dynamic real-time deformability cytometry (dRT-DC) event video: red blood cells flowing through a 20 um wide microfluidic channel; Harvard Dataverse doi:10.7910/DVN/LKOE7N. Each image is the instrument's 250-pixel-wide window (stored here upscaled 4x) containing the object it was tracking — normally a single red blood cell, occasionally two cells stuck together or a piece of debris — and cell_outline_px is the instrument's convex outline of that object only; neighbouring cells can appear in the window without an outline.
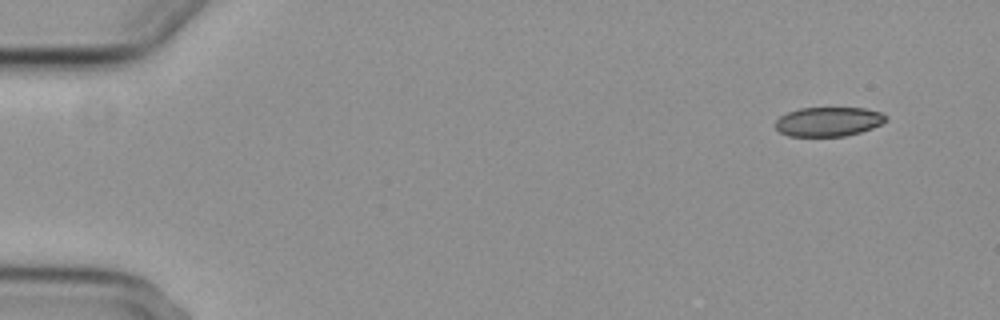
{"species": "common noctule bat (a hibernating species)", "species_latin": "Nyctalus noctula", "temperature_condition": "cold", "stored_images_in_passage": 46, "camera_frame_rate_fps": 3000, "um_per_image_px": 0.085, "animal": {"sex": "female", "body_mass_g": 29.2, "forearm_length_mm": 56.3}, "frame": {"image": 1, "passage_image": 1, "time_ms": 0.0, "image_size_px": [1000, 320], "cell_outline_px": [[888, 120], [872, 128], [860, 132], [844, 136], [788, 136], [780, 132], [776, 128], [776, 120], [780, 116], [788, 112], [800, 108], [864, 108], [884, 112], [888, 116]], "centroid_in_image_um": [70.45, 10.33], "position_along_channel_um": 14.5, "area_um2": 18.96}}
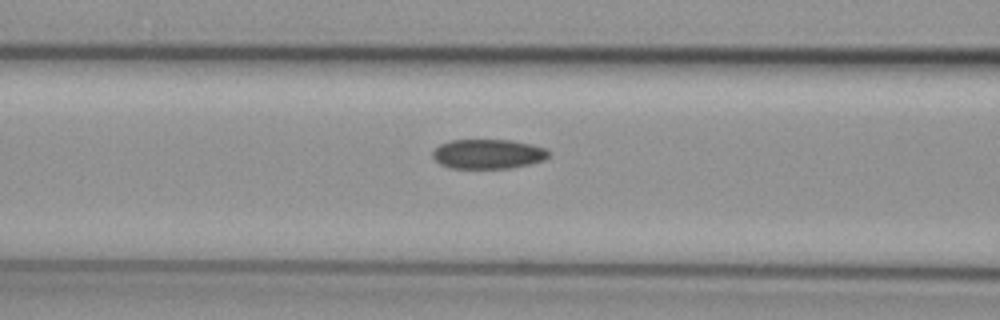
{"frame": {"image": 2, "passage_image": 20, "time_ms": 6.333, "image_size_px": [1000, 320], "cell_outline_px": [[548, 156], [544, 160], [528, 164], [508, 168], [448, 168], [440, 164], [432, 156], [432, 152], [440, 144], [452, 140], [512, 140], [532, 144], [544, 148], [548, 152]], "centroid_in_image_um": [41.46, 13.09], "position_along_channel_um": 125.1, "area_um2": 19.88}}
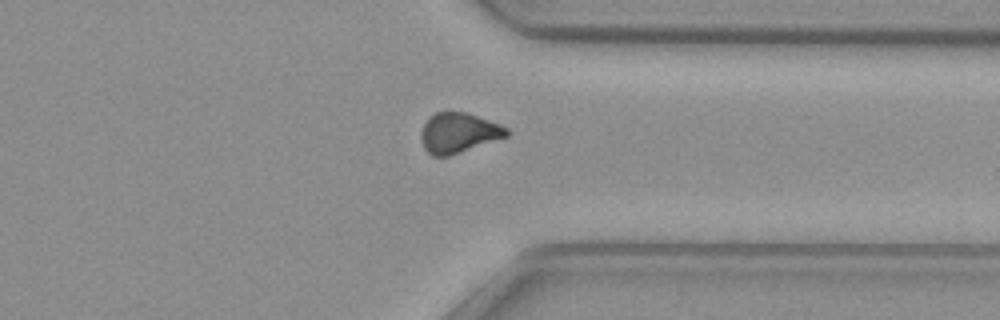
{"frame": {"image": 3, "passage_image": 40, "time_ms": 13.0, "image_size_px": [1000, 320], "cell_outline_px": [[512, 132], [508, 136], [448, 156], [432, 156], [424, 148], [420, 136], [420, 132], [428, 116], [436, 112], [468, 112], [500, 124], [508, 128]], "centroid_in_image_um": [38.98, 11.28], "position_along_channel_um": 372.4, "area_um2": 20.11}, "authors_computed_cell_mechanics": {"area_um2": 20.6924, "velocity_mm_per_s": 3.7278, "shape_relaxation_time_tau1_ms": null, "shape_relaxation_time_tau2_ms": 9.9405, "deformation_change_tau1": null, "deformation_change_tau2": 0.1324}}